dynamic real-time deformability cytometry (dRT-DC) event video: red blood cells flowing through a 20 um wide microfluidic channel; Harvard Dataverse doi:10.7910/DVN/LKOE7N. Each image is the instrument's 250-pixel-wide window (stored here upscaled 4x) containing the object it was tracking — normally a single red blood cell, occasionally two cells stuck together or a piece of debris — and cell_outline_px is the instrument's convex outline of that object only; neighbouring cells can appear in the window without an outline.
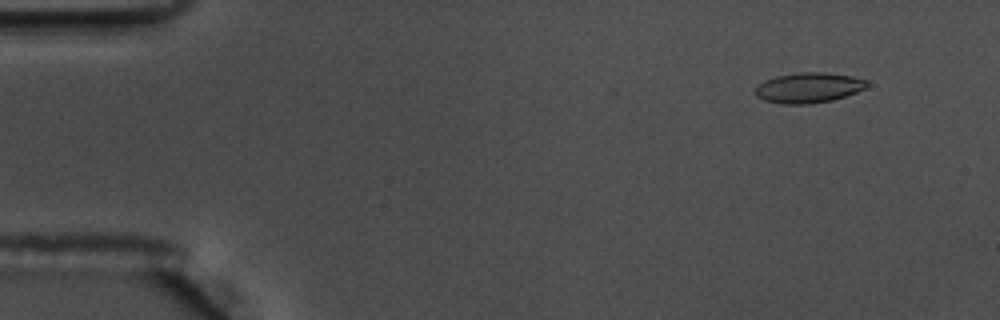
{"species": "common noctule bat (a hibernating species)", "species_latin": "Nyctalus noctula", "temperature_condition": "warm", "stored_images_in_passage": 46, "camera_frame_rate_fps": 3000, "um_per_image_px": 0.085, "animal": {"sex": "male", "body_mass_g": 17.5, "forearm_length_mm": 52.3}, "frame": {"image": 1, "passage_image": 6, "time_ms": 1.667, "image_size_px": [1000, 320], "cell_outline_px": [[868, 84], [864, 88], [856, 92], [832, 100], [808, 104], [780, 104], [764, 100], [756, 96], [752, 92], [764, 80], [776, 76], [800, 72], [824, 72], [852, 76], [868, 80]], "centroid_in_image_um": [68.7, 7.45], "position_along_channel_um": 16.3, "area_um2": 19.71}}
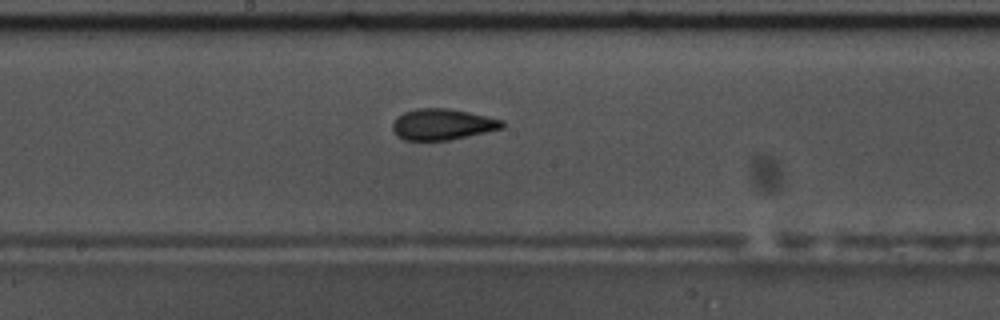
{"frame": {"image": 2, "passage_image": 31, "time_ms": 10.0, "image_size_px": [1000, 320], "cell_outline_px": [[508, 124], [504, 128], [448, 140], [404, 140], [396, 136], [392, 128], [392, 124], [404, 112], [416, 108], [452, 108], [504, 120]], "centroid_in_image_um": [37.65, 10.56], "position_along_channel_um": 210.6, "area_um2": 19.94}}
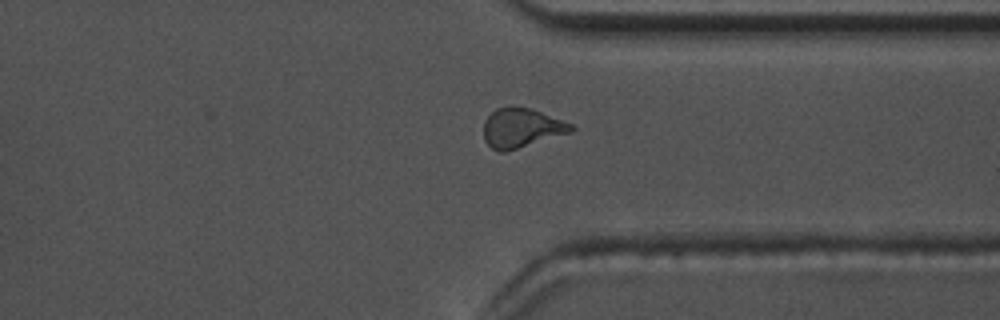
{"frame": {"image": 3, "passage_image": 44, "time_ms": 14.333, "image_size_px": [1000, 320], "cell_outline_px": [[576, 128], [572, 132], [504, 152], [500, 152], [492, 148], [484, 140], [484, 120], [496, 108], [512, 104], [528, 108], [540, 112], [572, 124]], "centroid_in_image_um": [44.3, 10.85], "position_along_channel_um": 367.1, "area_um2": 20.06}, "authors_computed_cell_mechanics": {"area_um2": 19.5075, "velocity_mm_per_s": 3.6165, "shape_relaxation_time_tau1_ms": 4.4141, "shape_relaxation_time_tau2_ms": 1.7178, "deformation_change_tau1": 0.158, "deformation_change_tau2": 0.0946}}